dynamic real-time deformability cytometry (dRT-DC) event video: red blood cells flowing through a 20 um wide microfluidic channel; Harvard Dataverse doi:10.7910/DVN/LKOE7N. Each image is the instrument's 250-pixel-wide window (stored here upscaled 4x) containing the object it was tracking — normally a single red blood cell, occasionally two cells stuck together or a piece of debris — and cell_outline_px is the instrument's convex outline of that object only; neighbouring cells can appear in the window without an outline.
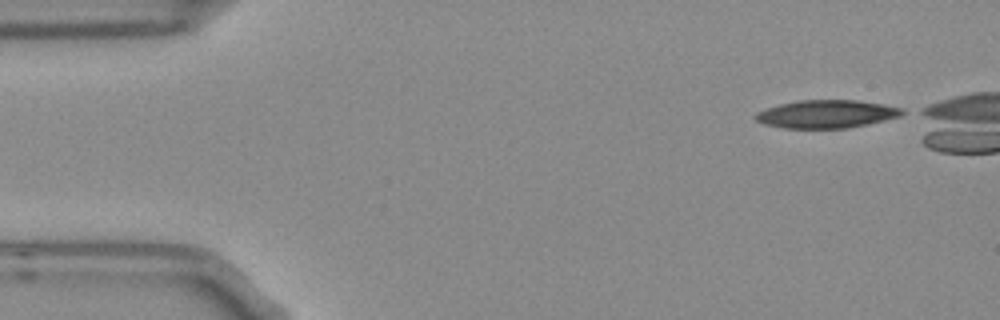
{"species": "Egyptian fruit bat (a non-hibernating species)", "species_latin": "Rousettus aegyptiacus", "temperature_condition": "room temperature", "stored_images_in_passage": 5, "camera_frame_rate_fps": 3000, "um_per_image_px": 0.085, "frame": {"image": 1, "passage_image": 1, "time_ms": 0.0, "image_size_px": [1000, 320], "cell_outline_px": [[908, 112], [900, 116], [868, 124], [848, 128], [784, 128], [764, 124], [756, 120], [752, 116], [756, 112], [780, 104], [796, 100], [856, 100], [884, 104], [904, 108]], "centroid_in_image_um": [70.28, 9.69], "position_along_channel_um": 14.7, "area_um2": 24.1}}